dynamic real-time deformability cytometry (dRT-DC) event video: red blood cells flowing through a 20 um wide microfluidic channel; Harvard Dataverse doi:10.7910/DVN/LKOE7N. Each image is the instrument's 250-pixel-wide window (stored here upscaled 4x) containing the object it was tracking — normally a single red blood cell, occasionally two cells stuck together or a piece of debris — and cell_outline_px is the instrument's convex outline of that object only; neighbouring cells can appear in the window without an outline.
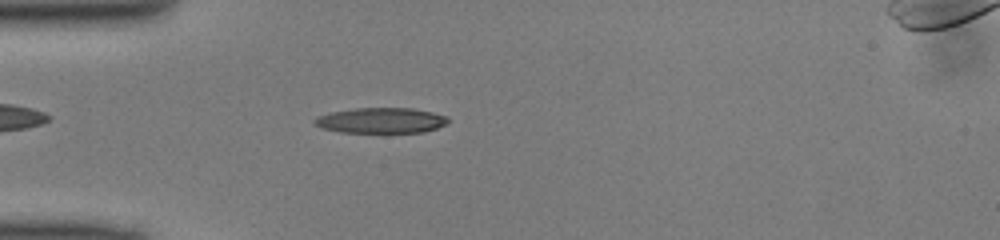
{"species": "common noctule bat (a hibernating species)", "species_latin": "Nyctalus noctula", "temperature_condition": "cold", "stored_images_in_passage": 40, "camera_frame_rate_fps": 3000, "um_per_image_px": 0.085, "animal": {"sex": "male", "body_mass_g": 13.0, "forearm_length_mm": 53.1}, "frame": {"image": 1, "passage_image": 5, "time_ms": 1.333, "image_size_px": [1000, 240], "cell_outline_px": [[448, 120], [444, 124], [436, 128], [424, 132], [340, 132], [320, 128], [312, 124], [312, 120], [316, 116], [332, 112], [356, 108], [412, 108], [432, 112], [448, 116]], "centroid_in_image_um": [32.32, 10.23], "position_along_channel_um": 52.7, "area_um2": 19.83}}
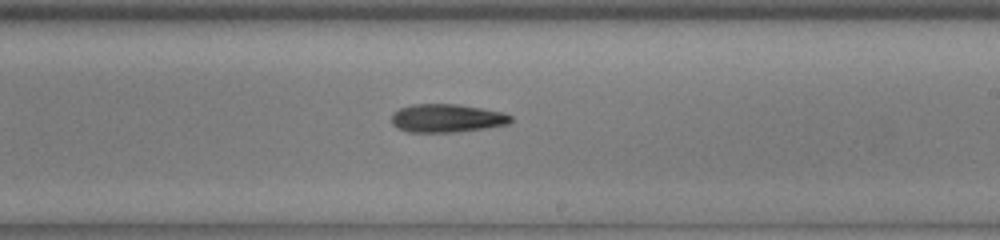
{"frame": {"image": 2, "passage_image": 20, "time_ms": 6.333, "image_size_px": [1000, 240], "cell_outline_px": [[512, 120], [508, 124], [484, 128], [456, 132], [408, 132], [392, 124], [392, 112], [400, 108], [412, 104], [456, 104], [504, 112], [512, 116]], "centroid_in_image_um": [37.98, 10.04], "position_along_channel_um": 251.0, "area_um2": 19.59}}
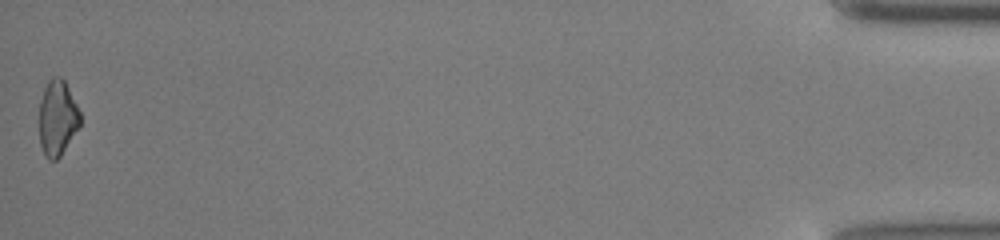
{"frame": {"image": 3, "passage_image": 40, "time_ms": 13.0, "image_size_px": [1000, 240], "cell_outline_px": [[80, 128], [60, 156], [56, 160], [48, 160], [44, 156], [40, 144], [40, 100], [44, 88], [48, 80], [52, 76], [60, 76], [64, 80], [80, 112]], "centroid_in_image_um": [4.88, 10.04], "position_along_channel_um": 430.3, "area_um2": 18.09}}